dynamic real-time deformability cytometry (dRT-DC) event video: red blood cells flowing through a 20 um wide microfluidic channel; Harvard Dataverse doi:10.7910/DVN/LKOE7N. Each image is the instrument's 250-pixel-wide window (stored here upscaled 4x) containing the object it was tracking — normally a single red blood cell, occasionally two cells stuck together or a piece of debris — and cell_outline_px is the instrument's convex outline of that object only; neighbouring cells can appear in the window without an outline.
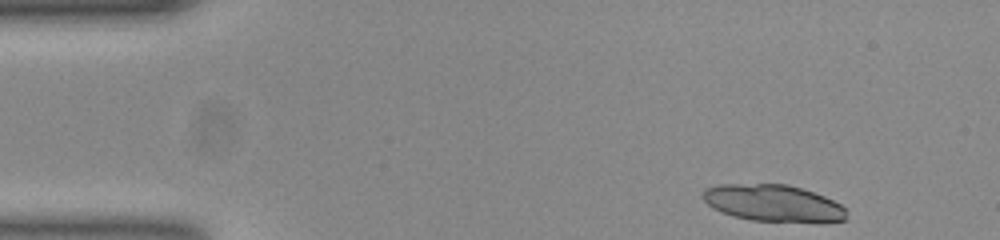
{"species": "common noctule bat (a hibernating species)", "species_latin": "Nyctalus noctula", "temperature_condition": "room temperature", "stored_images_in_passage": 17, "camera_frame_rate_fps": 3000, "um_per_image_px": 0.085, "animal": {"sex": "female", "body_mass_g": 23.0, "forearm_length_mm": 53.4}, "frame": {"image": 1, "passage_image": 1, "time_ms": 0.0, "image_size_px": [1000, 240], "cell_outline_px": [[848, 220], [752, 220], [732, 216], [712, 208], [700, 196], [704, 188], [716, 184], [788, 184], [824, 196], [840, 204], [844, 208]], "centroid_in_image_um": [65.6, 17.22], "position_along_channel_um": 19.4, "area_um2": 30.17}}